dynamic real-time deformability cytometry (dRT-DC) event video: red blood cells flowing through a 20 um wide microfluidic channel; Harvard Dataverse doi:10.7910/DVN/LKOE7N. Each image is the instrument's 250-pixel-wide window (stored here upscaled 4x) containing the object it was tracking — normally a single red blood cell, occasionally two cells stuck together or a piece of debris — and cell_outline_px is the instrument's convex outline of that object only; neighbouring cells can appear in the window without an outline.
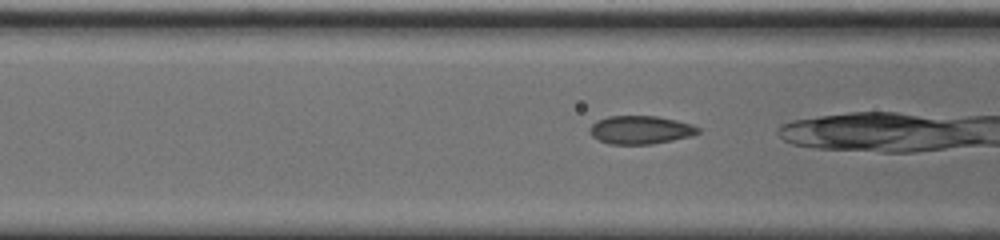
{"species": "common noctule bat (a hibernating species)", "species_latin": "Nyctalus noctula", "temperature_condition": "cold", "stored_images_in_passage": 19, "camera_frame_rate_fps": 3000, "um_per_image_px": 0.085, "animal": {"sex": "male", "body_mass_g": 20.0, "forearm_length_mm": 53.3}, "frame": {"image": 1, "passage_image": 16, "time_ms": 5.0, "image_size_px": [1000, 240], "cell_outline_px": [[700, 132], [692, 136], [652, 144], [608, 144], [592, 136], [588, 132], [592, 124], [596, 120], [608, 116], [656, 116], [676, 120], [692, 124], [700, 128]], "centroid_in_image_um": [54.44, 11.04], "position_along_channel_um": 112.2, "area_um2": 17.92}}